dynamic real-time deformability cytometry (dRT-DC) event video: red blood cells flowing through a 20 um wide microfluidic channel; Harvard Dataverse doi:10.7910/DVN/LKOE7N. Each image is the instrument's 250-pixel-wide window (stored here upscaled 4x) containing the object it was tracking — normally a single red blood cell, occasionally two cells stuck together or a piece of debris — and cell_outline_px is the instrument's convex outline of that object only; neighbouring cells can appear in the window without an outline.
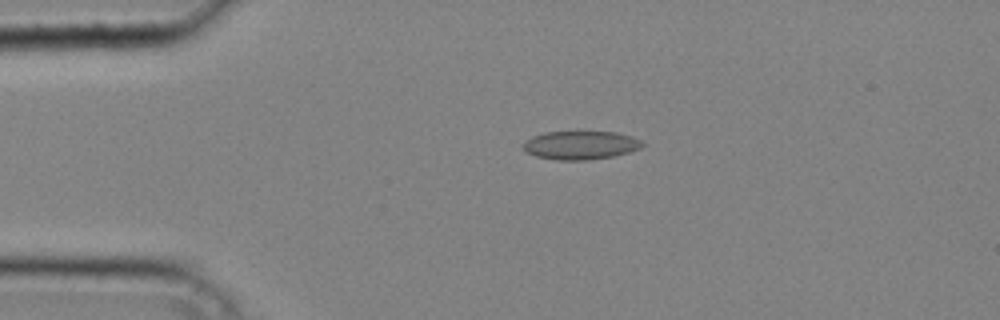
{"species": "common noctule bat (a hibernating species)", "species_latin": "Nyctalus noctula", "temperature_condition": "cold", "stored_images_in_passage": 35, "camera_frame_rate_fps": 3000, "um_per_image_px": 0.085, "animal": {"sex": "male", "body_mass_g": 20.4}, "frame": {"image": 1, "passage_image": 4, "time_ms": 1.0, "image_size_px": [1000, 320], "cell_outline_px": [[644, 144], [640, 148], [628, 152], [612, 156], [588, 160], [556, 160], [536, 156], [524, 152], [520, 148], [520, 144], [524, 140], [532, 136], [544, 132], [576, 128], [616, 132], [632, 136], [640, 140]], "centroid_in_image_um": [49.25, 12.28], "position_along_channel_um": 35.7, "area_um2": 21.04}}
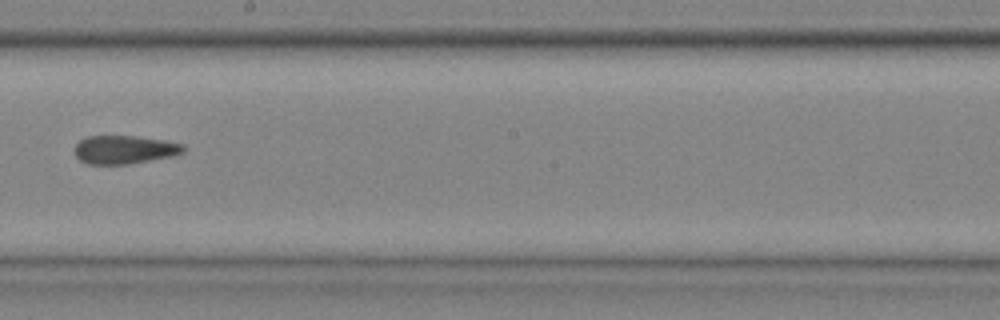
{"frame": {"image": 2, "passage_image": 19, "time_ms": 6.0, "image_size_px": [1000, 320], "cell_outline_px": [[188, 148], [184, 152], [172, 156], [128, 164], [88, 164], [80, 160], [76, 156], [76, 144], [80, 140], [88, 136], [136, 136], [164, 140], [184, 144]], "centroid_in_image_um": [10.62, 12.71], "position_along_channel_um": 237.6, "area_um2": 17.98}}
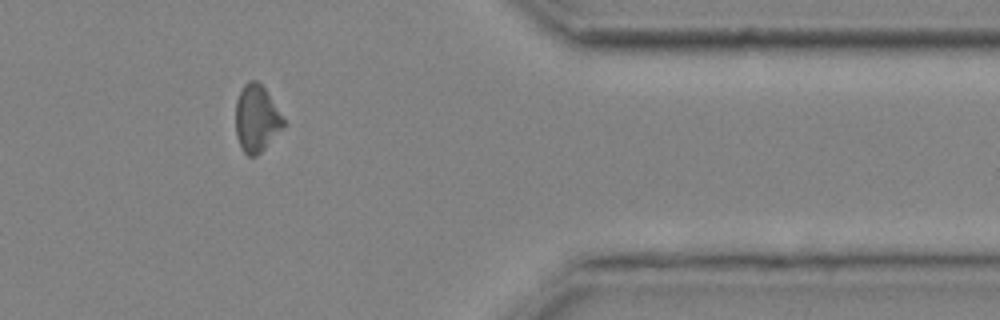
{"frame": {"image": 3, "passage_image": 30, "time_ms": 9.667, "image_size_px": [1000, 320], "cell_outline_px": [[288, 124], [256, 156], [248, 156], [244, 152], [236, 136], [236, 100], [244, 84], [248, 80], [256, 80], [264, 88]], "centroid_in_image_um": [21.82, 10.08], "position_along_channel_um": 389.6, "area_um2": 18.61}}